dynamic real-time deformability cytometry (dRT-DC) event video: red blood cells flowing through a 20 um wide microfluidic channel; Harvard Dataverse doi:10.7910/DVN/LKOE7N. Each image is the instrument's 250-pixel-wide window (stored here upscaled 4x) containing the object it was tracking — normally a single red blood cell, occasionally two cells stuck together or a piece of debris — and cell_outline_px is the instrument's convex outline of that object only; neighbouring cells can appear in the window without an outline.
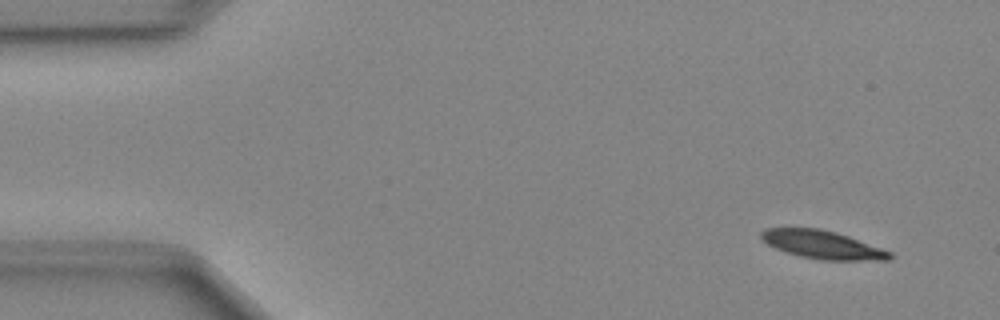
{"species": "Egyptian fruit bat (a non-hibernating species)", "species_latin": "Rousettus aegyptiacus", "temperature_condition": "cold", "stored_images_in_passage": 49, "camera_frame_rate_fps": 3000, "um_per_image_px": 0.085, "animal": {"sex": "female"}, "frame": {"image": 1, "passage_image": 4, "time_ms": 1.0, "image_size_px": [1000, 320], "cell_outline_px": [[892, 256], [888, 260], [820, 260], [800, 256], [776, 248], [768, 244], [760, 236], [760, 232], [764, 228], [820, 228], [836, 232], [848, 236], [892, 252]], "centroid_in_image_um": [69.9, 20.79], "position_along_channel_um": 15.1, "area_um2": 20.92}}
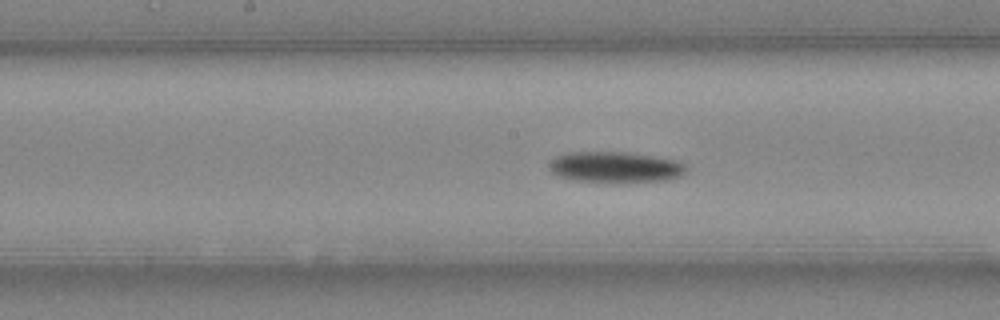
{"frame": {"image": 2, "passage_image": 25, "time_ms": 8.0, "image_size_px": [1000, 320], "cell_outline_px": [[688, 168], [680, 176], [672, 180], [628, 184], [608, 184], [572, 180], [560, 176], [552, 172], [548, 168], [548, 164], [556, 156], [568, 152], [620, 152], [648, 156], [672, 160], [684, 164]], "centroid_in_image_um": [52.28, 14.26], "position_along_channel_um": 195.9, "area_um2": 25.32}}
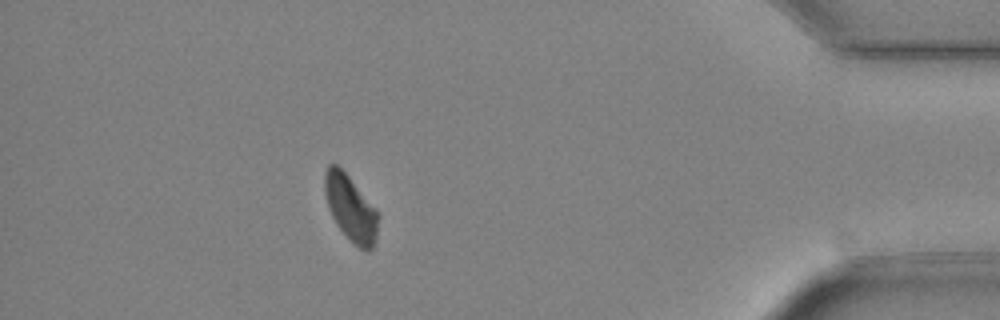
{"frame": {"image": 3, "passage_image": 44, "time_ms": 14.333, "image_size_px": [1000, 320], "cell_outline_px": [[376, 240], [372, 248], [368, 252], [364, 252], [352, 244], [336, 224], [328, 208], [324, 192], [324, 172], [328, 164], [336, 164], [348, 176], [376, 208]], "centroid_in_image_um": [29.77, 17.72], "position_along_channel_um": 405.4, "area_um2": 20.46}}